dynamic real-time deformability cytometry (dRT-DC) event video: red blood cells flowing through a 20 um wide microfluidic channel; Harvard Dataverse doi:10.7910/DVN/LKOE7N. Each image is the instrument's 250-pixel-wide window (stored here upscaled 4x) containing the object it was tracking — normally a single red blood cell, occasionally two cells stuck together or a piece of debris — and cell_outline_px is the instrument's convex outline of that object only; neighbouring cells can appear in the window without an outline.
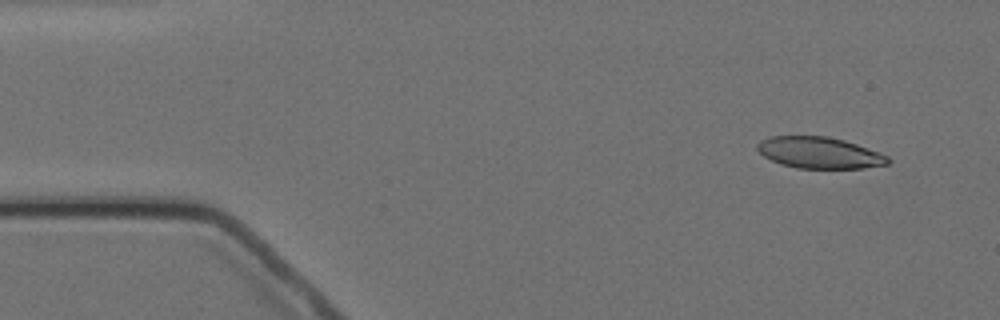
{"species": "Egyptian fruit bat (a non-hibernating species)", "species_latin": "Rousettus aegyptiacus", "temperature_condition": "cold", "stored_images_in_passage": 4, "camera_frame_rate_fps": 3000, "um_per_image_px": 0.085, "animal": {"sex": "female"}, "frame": {"image": 1, "passage_image": 1, "time_ms": 0.0, "image_size_px": [1000, 320], "cell_outline_px": [[892, 160], [888, 164], [864, 168], [796, 168], [780, 164], [764, 156], [756, 148], [756, 144], [760, 140], [768, 136], [828, 136], [844, 140], [868, 148], [888, 156]], "centroid_in_image_um": [69.64, 12.98], "position_along_channel_um": 15.4, "area_um2": 23.99}}
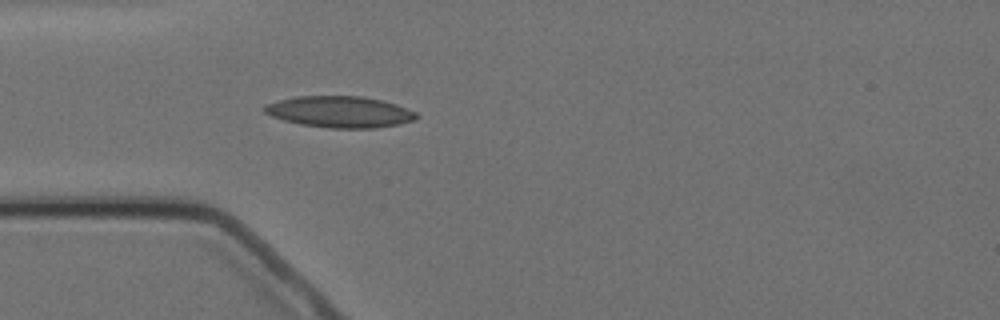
{"frame": {"image": 2, "passage_image": 4, "time_ms": 3.667, "image_size_px": [1000, 320], "cell_outline_px": [[420, 116], [416, 120], [400, 124], [376, 128], [332, 128], [300, 124], [284, 120], [272, 116], [264, 112], [260, 108], [276, 100], [296, 96], [360, 96], [380, 100], [396, 104], [416, 112]], "centroid_in_image_um": [28.89, 9.51], "position_along_channel_um": 56.1, "area_um2": 27.86}}